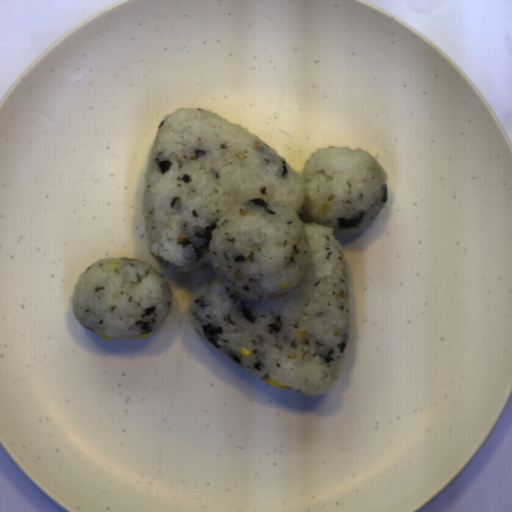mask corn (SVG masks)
<instances>
[{"label":"corn","instance_id":"obj_2","mask_svg":"<svg viewBox=\"0 0 512 512\" xmlns=\"http://www.w3.org/2000/svg\"><path fill=\"white\" fill-rule=\"evenodd\" d=\"M238 351H239V353H240V354H242V355H243L244 357H246V358H247V357H249V356H250V354L252 353V351H251V350H249L248 348H246V347H245V346H243V345H242V346H240V347H238Z\"/></svg>","mask_w":512,"mask_h":512},{"label":"corn","instance_id":"obj_1","mask_svg":"<svg viewBox=\"0 0 512 512\" xmlns=\"http://www.w3.org/2000/svg\"><path fill=\"white\" fill-rule=\"evenodd\" d=\"M264 383L266 384H269V385H272L274 387H278V388H289V385H280L277 381H272L270 379H268L267 377L264 378Z\"/></svg>","mask_w":512,"mask_h":512},{"label":"corn","instance_id":"obj_3","mask_svg":"<svg viewBox=\"0 0 512 512\" xmlns=\"http://www.w3.org/2000/svg\"><path fill=\"white\" fill-rule=\"evenodd\" d=\"M154 331H155V330H154ZM152 332H153V331H150V332H148V333H146V334H141L140 336H142V337H145V338H146V337H147L148 335H150Z\"/></svg>","mask_w":512,"mask_h":512},{"label":"corn","instance_id":"obj_4","mask_svg":"<svg viewBox=\"0 0 512 512\" xmlns=\"http://www.w3.org/2000/svg\"><path fill=\"white\" fill-rule=\"evenodd\" d=\"M101 337H103V338H110V337L106 336L105 334L101 335Z\"/></svg>","mask_w":512,"mask_h":512}]
</instances>
